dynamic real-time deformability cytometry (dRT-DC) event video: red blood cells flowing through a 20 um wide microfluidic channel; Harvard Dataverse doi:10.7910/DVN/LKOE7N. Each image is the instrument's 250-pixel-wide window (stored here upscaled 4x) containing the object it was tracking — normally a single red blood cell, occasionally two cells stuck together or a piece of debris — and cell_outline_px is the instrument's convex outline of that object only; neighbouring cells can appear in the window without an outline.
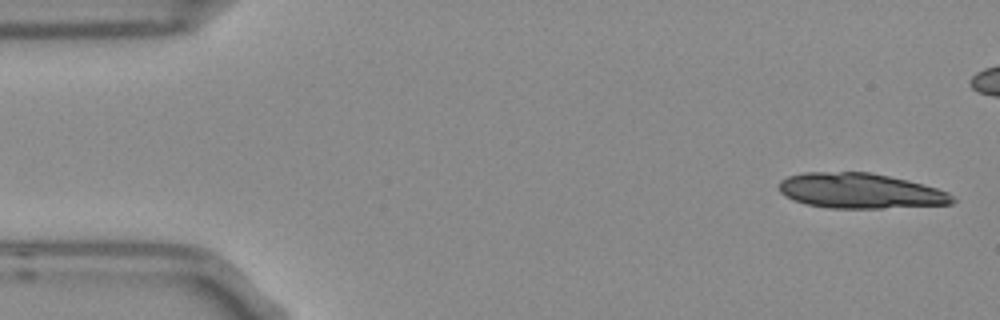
{"species": "Egyptian fruit bat (a non-hibernating species)", "species_latin": "Rousettus aegyptiacus", "temperature_condition": "room temperature", "stored_images_in_passage": 7, "camera_frame_rate_fps": 3000, "um_per_image_px": 0.085, "frame": {"image": 1, "passage_image": 1, "time_ms": 0.0, "image_size_px": [1000, 320], "cell_outline_px": [[956, 200], [952, 204], [884, 208], [828, 208], [804, 204], [792, 200], [784, 196], [780, 192], [780, 180], [788, 176], [804, 172], [868, 172], [908, 180], [936, 188], [948, 192]], "centroid_in_image_um": [73.09, 16.23], "position_along_channel_um": 11.9, "area_um2": 35.66}}